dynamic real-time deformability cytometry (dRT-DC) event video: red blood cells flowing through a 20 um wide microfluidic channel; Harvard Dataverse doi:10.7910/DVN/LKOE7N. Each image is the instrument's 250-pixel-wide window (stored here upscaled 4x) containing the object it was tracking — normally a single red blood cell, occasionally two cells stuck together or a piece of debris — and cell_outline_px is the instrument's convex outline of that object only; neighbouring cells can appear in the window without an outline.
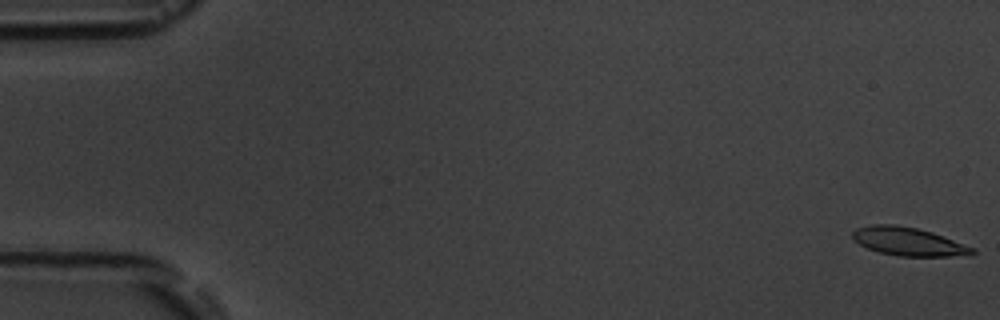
{"species": "common noctule bat (a hibernating species)", "species_latin": "Nyctalus noctula", "temperature_condition": "room temperature", "stored_images_in_passage": 6, "camera_frame_rate_fps": 3000, "um_per_image_px": 0.085, "animal": {"sex": "male", "body_mass_g": 19.5, "forearm_length_mm": 54.6}, "frame": {"image": 1, "passage_image": 1, "time_ms": 0.0, "image_size_px": [1000, 320], "cell_outline_px": [[976, 252], [972, 256], [900, 256], [880, 252], [868, 248], [860, 244], [852, 236], [852, 232], [856, 228], [872, 224], [896, 224], [916, 228], [932, 232], [976, 248]], "centroid_in_image_um": [77.27, 20.53], "position_along_channel_um": 7.7, "area_um2": 19.83}}